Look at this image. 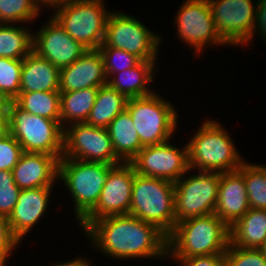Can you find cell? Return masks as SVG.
Instances as JSON below:
<instances>
[{
  "mask_svg": "<svg viewBox=\"0 0 266 266\" xmlns=\"http://www.w3.org/2000/svg\"><path fill=\"white\" fill-rule=\"evenodd\" d=\"M99 87L60 92V124L64 129L75 123H85L95 103Z\"/></svg>",
  "mask_w": 266,
  "mask_h": 266,
  "instance_id": "d4e9b609",
  "label": "cell"
},
{
  "mask_svg": "<svg viewBox=\"0 0 266 266\" xmlns=\"http://www.w3.org/2000/svg\"><path fill=\"white\" fill-rule=\"evenodd\" d=\"M249 207L266 210V166L243 162Z\"/></svg>",
  "mask_w": 266,
  "mask_h": 266,
  "instance_id": "f1b7e54d",
  "label": "cell"
},
{
  "mask_svg": "<svg viewBox=\"0 0 266 266\" xmlns=\"http://www.w3.org/2000/svg\"><path fill=\"white\" fill-rule=\"evenodd\" d=\"M90 262L86 259H82L76 266H90Z\"/></svg>",
  "mask_w": 266,
  "mask_h": 266,
  "instance_id": "7bdbcfd3",
  "label": "cell"
},
{
  "mask_svg": "<svg viewBox=\"0 0 266 266\" xmlns=\"http://www.w3.org/2000/svg\"><path fill=\"white\" fill-rule=\"evenodd\" d=\"M207 1L221 39L229 46L249 45L256 22L258 0L255 4L252 0Z\"/></svg>",
  "mask_w": 266,
  "mask_h": 266,
  "instance_id": "7c38bea8",
  "label": "cell"
},
{
  "mask_svg": "<svg viewBox=\"0 0 266 266\" xmlns=\"http://www.w3.org/2000/svg\"><path fill=\"white\" fill-rule=\"evenodd\" d=\"M24 26L0 24V58L23 60L33 51V33Z\"/></svg>",
  "mask_w": 266,
  "mask_h": 266,
  "instance_id": "4316f807",
  "label": "cell"
},
{
  "mask_svg": "<svg viewBox=\"0 0 266 266\" xmlns=\"http://www.w3.org/2000/svg\"><path fill=\"white\" fill-rule=\"evenodd\" d=\"M21 189L14 182L12 171L0 170V215L9 217L17 204Z\"/></svg>",
  "mask_w": 266,
  "mask_h": 266,
  "instance_id": "d6a6232c",
  "label": "cell"
},
{
  "mask_svg": "<svg viewBox=\"0 0 266 266\" xmlns=\"http://www.w3.org/2000/svg\"><path fill=\"white\" fill-rule=\"evenodd\" d=\"M62 158L109 165L123 163L114 152L107 128L75 123L64 127Z\"/></svg>",
  "mask_w": 266,
  "mask_h": 266,
  "instance_id": "8fae6325",
  "label": "cell"
},
{
  "mask_svg": "<svg viewBox=\"0 0 266 266\" xmlns=\"http://www.w3.org/2000/svg\"><path fill=\"white\" fill-rule=\"evenodd\" d=\"M126 109L143 146L165 143L177 130V110L157 92L128 99Z\"/></svg>",
  "mask_w": 266,
  "mask_h": 266,
  "instance_id": "52a82bcc",
  "label": "cell"
},
{
  "mask_svg": "<svg viewBox=\"0 0 266 266\" xmlns=\"http://www.w3.org/2000/svg\"><path fill=\"white\" fill-rule=\"evenodd\" d=\"M13 101L29 114L60 121V92H20Z\"/></svg>",
  "mask_w": 266,
  "mask_h": 266,
  "instance_id": "83f0119b",
  "label": "cell"
},
{
  "mask_svg": "<svg viewBox=\"0 0 266 266\" xmlns=\"http://www.w3.org/2000/svg\"><path fill=\"white\" fill-rule=\"evenodd\" d=\"M70 1H73V0H34L35 4L40 8V10L42 9V7H48V6L51 9H53L54 7V10H55L57 7L65 5L69 3Z\"/></svg>",
  "mask_w": 266,
  "mask_h": 266,
  "instance_id": "ab89813d",
  "label": "cell"
},
{
  "mask_svg": "<svg viewBox=\"0 0 266 266\" xmlns=\"http://www.w3.org/2000/svg\"><path fill=\"white\" fill-rule=\"evenodd\" d=\"M113 166L72 158L59 160L58 177L72 196L78 223L96 206L109 170Z\"/></svg>",
  "mask_w": 266,
  "mask_h": 266,
  "instance_id": "5b68a950",
  "label": "cell"
},
{
  "mask_svg": "<svg viewBox=\"0 0 266 266\" xmlns=\"http://www.w3.org/2000/svg\"><path fill=\"white\" fill-rule=\"evenodd\" d=\"M129 215L155 225L168 237L176 226L174 183L135 172Z\"/></svg>",
  "mask_w": 266,
  "mask_h": 266,
  "instance_id": "277c9868",
  "label": "cell"
},
{
  "mask_svg": "<svg viewBox=\"0 0 266 266\" xmlns=\"http://www.w3.org/2000/svg\"><path fill=\"white\" fill-rule=\"evenodd\" d=\"M249 209L243 164L238 170L220 173L215 214L231 227Z\"/></svg>",
  "mask_w": 266,
  "mask_h": 266,
  "instance_id": "d6986e66",
  "label": "cell"
},
{
  "mask_svg": "<svg viewBox=\"0 0 266 266\" xmlns=\"http://www.w3.org/2000/svg\"><path fill=\"white\" fill-rule=\"evenodd\" d=\"M229 243V227L215 213L192 217L176 223L168 236L167 257L222 254L226 252Z\"/></svg>",
  "mask_w": 266,
  "mask_h": 266,
  "instance_id": "7a4b0ae2",
  "label": "cell"
},
{
  "mask_svg": "<svg viewBox=\"0 0 266 266\" xmlns=\"http://www.w3.org/2000/svg\"><path fill=\"white\" fill-rule=\"evenodd\" d=\"M9 108H0V139L9 133Z\"/></svg>",
  "mask_w": 266,
  "mask_h": 266,
  "instance_id": "f35d334b",
  "label": "cell"
},
{
  "mask_svg": "<svg viewBox=\"0 0 266 266\" xmlns=\"http://www.w3.org/2000/svg\"><path fill=\"white\" fill-rule=\"evenodd\" d=\"M8 119L9 133L19 142L23 152L62 158L64 129L60 121L29 114L14 101L10 104Z\"/></svg>",
  "mask_w": 266,
  "mask_h": 266,
  "instance_id": "8992f818",
  "label": "cell"
},
{
  "mask_svg": "<svg viewBox=\"0 0 266 266\" xmlns=\"http://www.w3.org/2000/svg\"><path fill=\"white\" fill-rule=\"evenodd\" d=\"M19 244L11 233L7 217L0 215V266H7L9 255Z\"/></svg>",
  "mask_w": 266,
  "mask_h": 266,
  "instance_id": "d590c367",
  "label": "cell"
},
{
  "mask_svg": "<svg viewBox=\"0 0 266 266\" xmlns=\"http://www.w3.org/2000/svg\"><path fill=\"white\" fill-rule=\"evenodd\" d=\"M23 60L0 58V90L12 101L20 94Z\"/></svg>",
  "mask_w": 266,
  "mask_h": 266,
  "instance_id": "1f68e13d",
  "label": "cell"
},
{
  "mask_svg": "<svg viewBox=\"0 0 266 266\" xmlns=\"http://www.w3.org/2000/svg\"><path fill=\"white\" fill-rule=\"evenodd\" d=\"M115 155L123 162L129 163L144 147L134 127L132 117L127 109L119 113L107 127Z\"/></svg>",
  "mask_w": 266,
  "mask_h": 266,
  "instance_id": "cb8c5ba5",
  "label": "cell"
},
{
  "mask_svg": "<svg viewBox=\"0 0 266 266\" xmlns=\"http://www.w3.org/2000/svg\"><path fill=\"white\" fill-rule=\"evenodd\" d=\"M91 246L116 259H167L168 237L155 225L129 214L94 220L85 230Z\"/></svg>",
  "mask_w": 266,
  "mask_h": 266,
  "instance_id": "6da1fadb",
  "label": "cell"
},
{
  "mask_svg": "<svg viewBox=\"0 0 266 266\" xmlns=\"http://www.w3.org/2000/svg\"><path fill=\"white\" fill-rule=\"evenodd\" d=\"M259 249L261 250L263 255L266 257V239H265L263 245Z\"/></svg>",
  "mask_w": 266,
  "mask_h": 266,
  "instance_id": "ee69618b",
  "label": "cell"
},
{
  "mask_svg": "<svg viewBox=\"0 0 266 266\" xmlns=\"http://www.w3.org/2000/svg\"><path fill=\"white\" fill-rule=\"evenodd\" d=\"M174 183L176 223L215 213L220 172L198 171Z\"/></svg>",
  "mask_w": 266,
  "mask_h": 266,
  "instance_id": "30bf717a",
  "label": "cell"
},
{
  "mask_svg": "<svg viewBox=\"0 0 266 266\" xmlns=\"http://www.w3.org/2000/svg\"><path fill=\"white\" fill-rule=\"evenodd\" d=\"M156 65V61H141L133 68L114 73L107 84L127 99L150 95L155 92L148 85L155 79Z\"/></svg>",
  "mask_w": 266,
  "mask_h": 266,
  "instance_id": "7402d4cb",
  "label": "cell"
},
{
  "mask_svg": "<svg viewBox=\"0 0 266 266\" xmlns=\"http://www.w3.org/2000/svg\"><path fill=\"white\" fill-rule=\"evenodd\" d=\"M128 99L108 84L99 87L87 125L107 128L110 122L126 109Z\"/></svg>",
  "mask_w": 266,
  "mask_h": 266,
  "instance_id": "484cf974",
  "label": "cell"
},
{
  "mask_svg": "<svg viewBox=\"0 0 266 266\" xmlns=\"http://www.w3.org/2000/svg\"><path fill=\"white\" fill-rule=\"evenodd\" d=\"M33 32V51L58 69L71 65L88 49L74 40L51 16Z\"/></svg>",
  "mask_w": 266,
  "mask_h": 266,
  "instance_id": "2e32d148",
  "label": "cell"
},
{
  "mask_svg": "<svg viewBox=\"0 0 266 266\" xmlns=\"http://www.w3.org/2000/svg\"><path fill=\"white\" fill-rule=\"evenodd\" d=\"M59 160L45 153L23 152L12 169L14 182L21 189L53 187L58 179Z\"/></svg>",
  "mask_w": 266,
  "mask_h": 266,
  "instance_id": "ffe728a7",
  "label": "cell"
},
{
  "mask_svg": "<svg viewBox=\"0 0 266 266\" xmlns=\"http://www.w3.org/2000/svg\"><path fill=\"white\" fill-rule=\"evenodd\" d=\"M12 100L0 90V108H9Z\"/></svg>",
  "mask_w": 266,
  "mask_h": 266,
  "instance_id": "60d3db41",
  "label": "cell"
},
{
  "mask_svg": "<svg viewBox=\"0 0 266 266\" xmlns=\"http://www.w3.org/2000/svg\"><path fill=\"white\" fill-rule=\"evenodd\" d=\"M23 150L19 142L8 133L0 139V170H10L19 162Z\"/></svg>",
  "mask_w": 266,
  "mask_h": 266,
  "instance_id": "e575fe53",
  "label": "cell"
},
{
  "mask_svg": "<svg viewBox=\"0 0 266 266\" xmlns=\"http://www.w3.org/2000/svg\"><path fill=\"white\" fill-rule=\"evenodd\" d=\"M257 4L258 5H257L256 22L253 29V36L251 37V40L252 38H254V34L259 32L262 37L261 39L266 41V0H258Z\"/></svg>",
  "mask_w": 266,
  "mask_h": 266,
  "instance_id": "74e56055",
  "label": "cell"
},
{
  "mask_svg": "<svg viewBox=\"0 0 266 266\" xmlns=\"http://www.w3.org/2000/svg\"><path fill=\"white\" fill-rule=\"evenodd\" d=\"M230 230V244L259 249L266 239V210L250 208Z\"/></svg>",
  "mask_w": 266,
  "mask_h": 266,
  "instance_id": "603a6c76",
  "label": "cell"
},
{
  "mask_svg": "<svg viewBox=\"0 0 266 266\" xmlns=\"http://www.w3.org/2000/svg\"><path fill=\"white\" fill-rule=\"evenodd\" d=\"M180 42L192 47L199 55L205 46L226 45L217 33L207 0H185L175 14Z\"/></svg>",
  "mask_w": 266,
  "mask_h": 266,
  "instance_id": "4fadbf2b",
  "label": "cell"
},
{
  "mask_svg": "<svg viewBox=\"0 0 266 266\" xmlns=\"http://www.w3.org/2000/svg\"><path fill=\"white\" fill-rule=\"evenodd\" d=\"M107 84L99 49H88L71 65L60 69L59 92L78 91Z\"/></svg>",
  "mask_w": 266,
  "mask_h": 266,
  "instance_id": "e0dca14e",
  "label": "cell"
},
{
  "mask_svg": "<svg viewBox=\"0 0 266 266\" xmlns=\"http://www.w3.org/2000/svg\"><path fill=\"white\" fill-rule=\"evenodd\" d=\"M103 0H73L56 8L52 17L87 49H98L104 42L110 11Z\"/></svg>",
  "mask_w": 266,
  "mask_h": 266,
  "instance_id": "ba28073f",
  "label": "cell"
},
{
  "mask_svg": "<svg viewBox=\"0 0 266 266\" xmlns=\"http://www.w3.org/2000/svg\"><path fill=\"white\" fill-rule=\"evenodd\" d=\"M172 259L176 260V263L178 261L179 266H227L225 253Z\"/></svg>",
  "mask_w": 266,
  "mask_h": 266,
  "instance_id": "8d00e7d4",
  "label": "cell"
},
{
  "mask_svg": "<svg viewBox=\"0 0 266 266\" xmlns=\"http://www.w3.org/2000/svg\"><path fill=\"white\" fill-rule=\"evenodd\" d=\"M40 11L34 0H0V24L33 22Z\"/></svg>",
  "mask_w": 266,
  "mask_h": 266,
  "instance_id": "f546056e",
  "label": "cell"
},
{
  "mask_svg": "<svg viewBox=\"0 0 266 266\" xmlns=\"http://www.w3.org/2000/svg\"><path fill=\"white\" fill-rule=\"evenodd\" d=\"M187 143L189 169L208 172L238 170L244 160L230 134L218 121L205 120Z\"/></svg>",
  "mask_w": 266,
  "mask_h": 266,
  "instance_id": "3957f363",
  "label": "cell"
},
{
  "mask_svg": "<svg viewBox=\"0 0 266 266\" xmlns=\"http://www.w3.org/2000/svg\"><path fill=\"white\" fill-rule=\"evenodd\" d=\"M51 191L52 187L21 190L15 208L7 218L11 233L19 242L47 213Z\"/></svg>",
  "mask_w": 266,
  "mask_h": 266,
  "instance_id": "ac0fdd59",
  "label": "cell"
},
{
  "mask_svg": "<svg viewBox=\"0 0 266 266\" xmlns=\"http://www.w3.org/2000/svg\"><path fill=\"white\" fill-rule=\"evenodd\" d=\"M161 35H157L132 15L111 12L101 46L115 47L139 57L142 61H156Z\"/></svg>",
  "mask_w": 266,
  "mask_h": 266,
  "instance_id": "9c48e42d",
  "label": "cell"
},
{
  "mask_svg": "<svg viewBox=\"0 0 266 266\" xmlns=\"http://www.w3.org/2000/svg\"><path fill=\"white\" fill-rule=\"evenodd\" d=\"M170 141L144 146L129 162L134 171L142 176L161 178L173 183L189 174L191 170L187 144L183 148H177Z\"/></svg>",
  "mask_w": 266,
  "mask_h": 266,
  "instance_id": "9a60e30c",
  "label": "cell"
},
{
  "mask_svg": "<svg viewBox=\"0 0 266 266\" xmlns=\"http://www.w3.org/2000/svg\"><path fill=\"white\" fill-rule=\"evenodd\" d=\"M83 258H79V257H77V258H75V259H73V260H71V261H66V262H63L62 261V263H61V261L60 262H58V263H56L55 265L53 264V265H51V266H76L81 260H82Z\"/></svg>",
  "mask_w": 266,
  "mask_h": 266,
  "instance_id": "b9f144b4",
  "label": "cell"
},
{
  "mask_svg": "<svg viewBox=\"0 0 266 266\" xmlns=\"http://www.w3.org/2000/svg\"><path fill=\"white\" fill-rule=\"evenodd\" d=\"M98 49L104 60V71L107 80L114 73H119L128 68H133L142 61L136 55L115 47L100 46Z\"/></svg>",
  "mask_w": 266,
  "mask_h": 266,
  "instance_id": "4dcf8cb0",
  "label": "cell"
},
{
  "mask_svg": "<svg viewBox=\"0 0 266 266\" xmlns=\"http://www.w3.org/2000/svg\"><path fill=\"white\" fill-rule=\"evenodd\" d=\"M134 179L135 171L130 163L113 166L96 206L79 222L81 230H85L94 220L129 214Z\"/></svg>",
  "mask_w": 266,
  "mask_h": 266,
  "instance_id": "5bb4252c",
  "label": "cell"
},
{
  "mask_svg": "<svg viewBox=\"0 0 266 266\" xmlns=\"http://www.w3.org/2000/svg\"><path fill=\"white\" fill-rule=\"evenodd\" d=\"M60 69L34 51L23 59L20 92H59Z\"/></svg>",
  "mask_w": 266,
  "mask_h": 266,
  "instance_id": "44dd1931",
  "label": "cell"
},
{
  "mask_svg": "<svg viewBox=\"0 0 266 266\" xmlns=\"http://www.w3.org/2000/svg\"><path fill=\"white\" fill-rule=\"evenodd\" d=\"M227 266H266V257L260 249L240 248L230 243L225 252Z\"/></svg>",
  "mask_w": 266,
  "mask_h": 266,
  "instance_id": "836d02e7",
  "label": "cell"
}]
</instances>
